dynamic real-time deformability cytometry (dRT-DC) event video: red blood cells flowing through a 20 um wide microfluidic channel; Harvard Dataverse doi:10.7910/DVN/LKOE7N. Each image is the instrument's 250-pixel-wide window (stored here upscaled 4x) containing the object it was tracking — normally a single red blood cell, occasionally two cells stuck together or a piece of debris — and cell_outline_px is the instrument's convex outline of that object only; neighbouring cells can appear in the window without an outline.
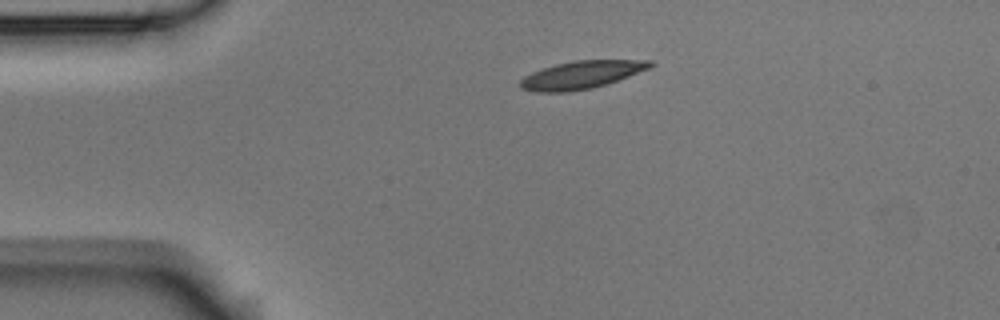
{"species": "Egyptian fruit bat (a non-hibernating species)", "species_latin": "Rousettus aegyptiacus", "temperature_condition": "room temperature", "stored_images_in_passage": 43, "camera_frame_rate_fps": 3000, "um_per_image_px": 0.085, "animal": {"sex": "male"}, "frame": {"image": 1, "passage_image": 1, "time_ms": 0.0, "image_size_px": [1000, 320], "cell_outline_px": [[656, 64], [652, 68], [592, 88], [568, 92], [536, 92], [520, 88], [520, 80], [524, 76], [532, 72], [556, 64], [572, 60], [652, 60]], "centroid_in_image_um": [49.44, 6.35], "position_along_channel_um": 35.6, "area_um2": 21.04}}
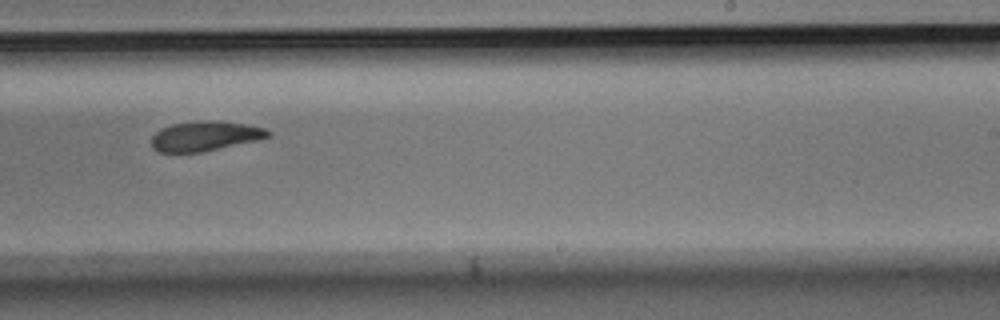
{"frame": {"image": 2, "passage_image": 23, "time_ms": 7.333, "image_size_px": [1000, 320], "cell_outline_px": [[272, 136], [260, 140], [200, 152], [156, 152], [152, 148], [152, 136], [160, 128], [172, 124], [200, 120], [212, 120], [248, 124], [268, 128], [272, 132]], "centroid_in_image_um": [17.48, 11.55], "position_along_channel_um": 271.5, "area_um2": 20.58}}
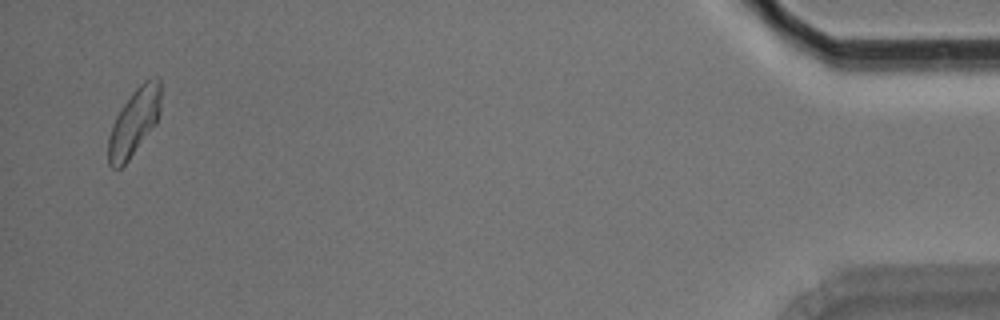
{"frame": {"image": 3, "passage_image": 42, "time_ms": 13.667, "image_size_px": [1000, 320], "cell_outline_px": [[160, 112], [156, 124], [128, 160], [120, 168], [112, 168], [108, 164], [108, 136], [112, 124], [116, 116], [132, 92], [144, 80], [156, 76], [160, 76]], "centroid_in_image_um": [11.41, 10.36], "position_along_channel_um": 423.8, "area_um2": 20.46}, "authors_computed_cell_mechanics": {"area_um2": 21.0392, "velocity_mm_per_s": 3.7206, "shape_relaxation_time_tau1_ms": 4.3501, "shape_relaxation_time_tau2_ms": 5.079, "deformation_change_tau1": 0.144, "deformation_change_tau2": 0.1132}}